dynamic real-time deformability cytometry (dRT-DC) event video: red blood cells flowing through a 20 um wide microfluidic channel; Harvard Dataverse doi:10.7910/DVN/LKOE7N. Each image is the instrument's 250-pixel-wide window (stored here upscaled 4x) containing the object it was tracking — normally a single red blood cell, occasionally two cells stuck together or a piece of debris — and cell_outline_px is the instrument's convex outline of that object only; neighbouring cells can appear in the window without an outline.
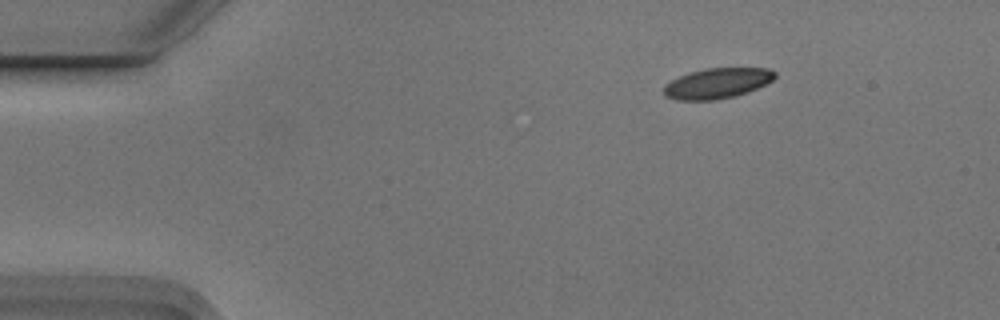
{"species": "Egyptian fruit bat (a non-hibernating species)", "species_latin": "Rousettus aegyptiacus", "temperature_condition": "cold", "stored_images_in_passage": 3, "camera_frame_rate_fps": 3000, "um_per_image_px": 0.085, "animal": {"sex": "male"}, "frame": {"image": 1, "passage_image": 1, "time_ms": 0.0, "image_size_px": [1000, 320], "cell_outline_px": [[776, 76], [772, 80], [748, 92], [736, 96], [716, 100], [676, 100], [664, 96], [664, 84], [688, 72], [708, 68], [768, 68], [776, 72]], "centroid_in_image_um": [60.94, 7.08], "position_along_channel_um": 24.1, "area_um2": 19.71}}